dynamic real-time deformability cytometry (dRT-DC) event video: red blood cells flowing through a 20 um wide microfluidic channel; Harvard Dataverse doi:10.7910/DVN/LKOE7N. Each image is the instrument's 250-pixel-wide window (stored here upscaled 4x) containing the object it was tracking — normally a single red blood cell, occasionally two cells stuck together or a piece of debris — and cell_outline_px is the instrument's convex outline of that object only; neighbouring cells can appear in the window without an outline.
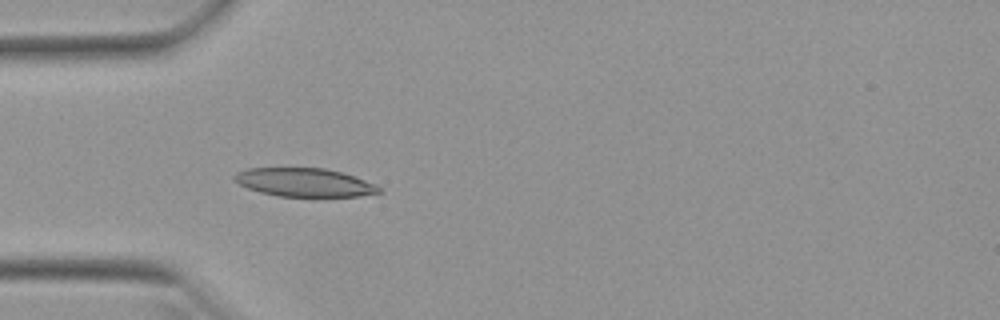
{"species": "Egyptian fruit bat (a non-hibernating species)", "species_latin": "Rousettus aegyptiacus", "temperature_condition": "warm", "stored_images_in_passage": 38, "camera_frame_rate_fps": 3000, "um_per_image_px": 0.085, "animal": {"sex": "female"}, "frame": {"image": 1, "passage_image": 2, "time_ms": 0.333, "image_size_px": [1000, 320], "cell_outline_px": [[380, 192], [360, 196], [276, 196], [260, 192], [248, 188], [232, 180], [232, 176], [236, 172], [248, 168], [324, 168], [340, 172], [376, 184], [380, 188]], "centroid_in_image_um": [25.81, 15.5], "position_along_channel_um": 59.2, "area_um2": 23.81}}
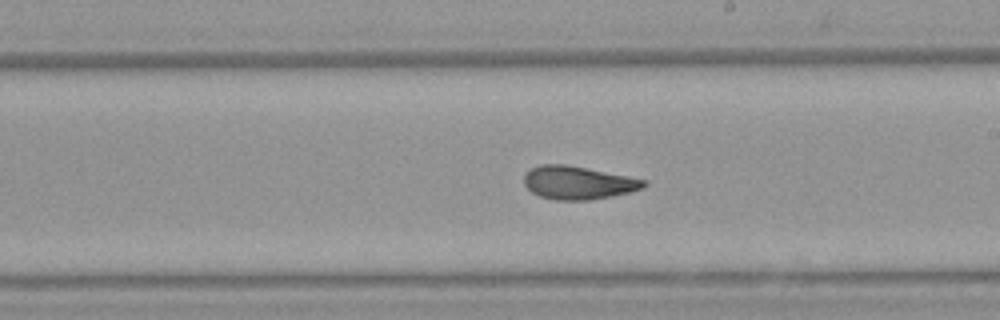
{"frame": {"image": 2, "passage_image": 16, "time_ms": 5.0, "image_size_px": [1000, 320], "cell_outline_px": [[648, 184], [644, 188], [612, 196], [588, 200], [556, 200], [540, 196], [532, 192], [524, 184], [524, 172], [540, 164], [568, 164], [648, 180]], "centroid_in_image_um": [49.14, 15.52], "position_along_channel_um": 239.9, "area_um2": 23.29}}
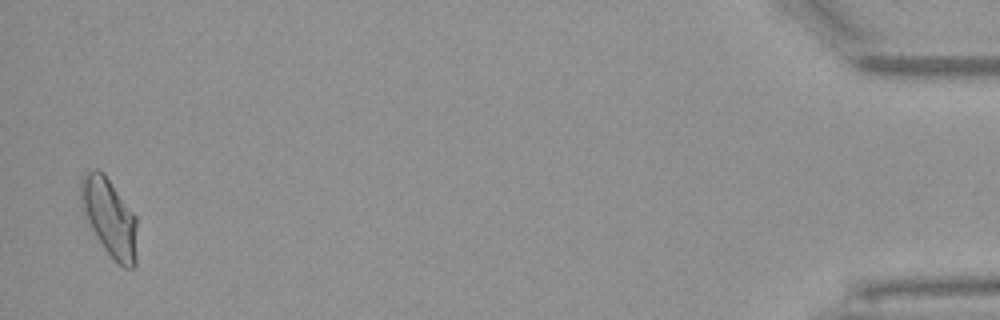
{"frame": {"image": 3, "passage_image": 37, "time_ms": 12.0, "image_size_px": [1000, 320], "cell_outline_px": [[136, 264], [132, 268], [124, 268], [104, 248], [96, 236], [88, 220], [80, 200], [80, 180], [88, 172], [96, 168], [104, 172], [136, 216]], "centroid_in_image_um": [9.32, 18.45], "position_along_channel_um": 425.9, "area_um2": 25.09}, "authors_computed_cell_mechanics": {"area_um2": 23.1778, "velocity_mm_per_s": 3.9482, "shape_relaxation_time_tau1_ms": 5.5727, "shape_relaxation_time_tau2_ms": 2.3702, "deformation_change_tau1": 0.1745, "deformation_change_tau2": 0.0721}}